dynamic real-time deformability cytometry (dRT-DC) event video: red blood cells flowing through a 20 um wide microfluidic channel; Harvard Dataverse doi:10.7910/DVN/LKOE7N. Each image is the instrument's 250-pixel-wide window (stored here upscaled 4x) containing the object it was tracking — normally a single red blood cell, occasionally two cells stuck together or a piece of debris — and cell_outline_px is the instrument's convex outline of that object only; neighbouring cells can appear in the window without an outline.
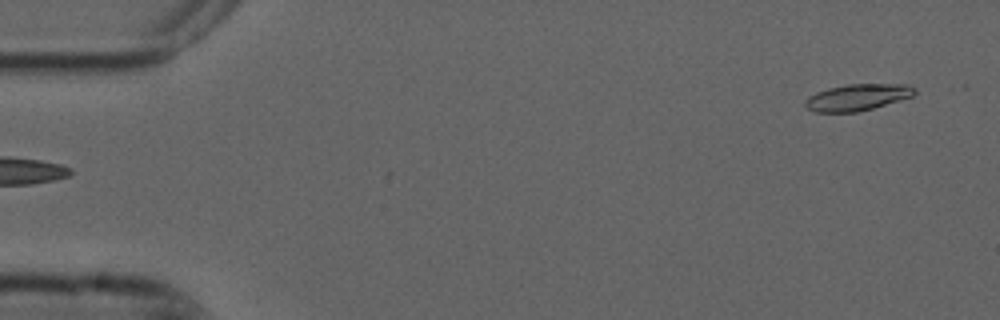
{"species": "common noctule bat (a hibernating species)", "species_latin": "Nyctalus noctula", "temperature_condition": "cold", "stored_images_in_passage": 5, "segment_of_instrument_passage": [2, 2], "camera_frame_rate_fps": 3000, "um_per_image_px": 0.085, "animal": {"sex": "male", "forearm_length_mm": 52.5}, "frame": {"image": 1, "passage_image": 5, "time_ms": 1.333, "image_size_px": [1000, 320], "cell_outline_px": [[916, 92], [912, 96], [900, 100], [872, 108], [856, 112], [816, 112], [808, 108], [804, 104], [804, 100], [808, 96], [816, 92], [828, 88], [848, 84], [908, 84], [916, 88]], "centroid_in_image_um": [72.87, 8.26], "position_along_channel_um": 12.1, "area_um2": 16.88}}